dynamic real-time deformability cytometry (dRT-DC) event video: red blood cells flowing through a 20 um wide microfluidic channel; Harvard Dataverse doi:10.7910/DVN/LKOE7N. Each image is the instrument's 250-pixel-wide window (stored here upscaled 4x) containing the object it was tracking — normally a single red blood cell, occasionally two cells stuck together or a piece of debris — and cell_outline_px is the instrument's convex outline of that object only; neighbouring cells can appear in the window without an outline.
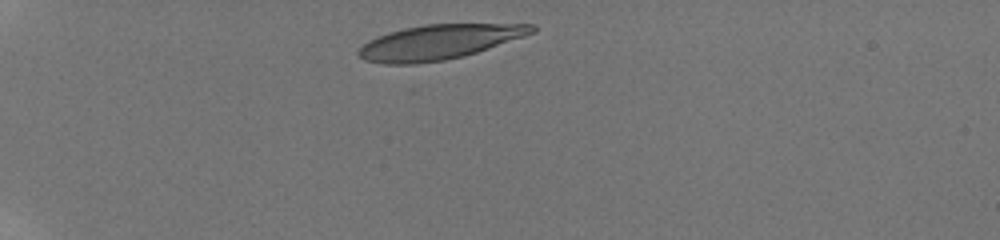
{"species": "human", "species_latin": "Homo sapiens", "temperature_condition": "room temperature", "stored_images_in_passage": 4, "camera_frame_rate_fps": 3000, "um_per_image_px": 0.085, "donor": {"sex": "male"}, "frame": {"image": 1, "passage_image": 1, "time_ms": 0.0, "image_size_px": [1000, 240], "cell_outline_px": [[536, 32], [464, 56], [444, 60], [416, 64], [384, 64], [364, 60], [356, 52], [368, 40], [376, 36], [388, 32], [404, 28], [424, 24], [536, 24]], "centroid_in_image_um": [37.29, 3.57], "position_along_channel_um": 47.7, "area_um2": 35.03}}
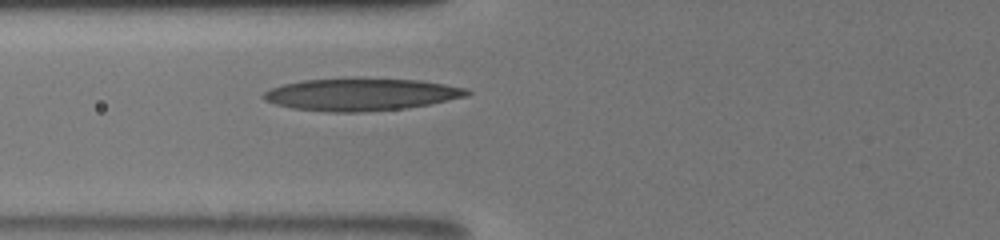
{"frame": {"image": 2, "passage_image": 4, "time_ms": 2.667, "image_size_px": [1000, 240], "cell_outline_px": [[472, 92], [468, 96], [432, 104], [408, 108], [360, 112], [328, 112], [292, 108], [276, 104], [264, 100], [260, 96], [264, 92], [272, 88], [284, 84], [304, 80], [420, 80], [468, 88]], "centroid_in_image_um": [30.74, 8.06], "position_along_channel_um": 95.1, "area_um2": 37.69}}